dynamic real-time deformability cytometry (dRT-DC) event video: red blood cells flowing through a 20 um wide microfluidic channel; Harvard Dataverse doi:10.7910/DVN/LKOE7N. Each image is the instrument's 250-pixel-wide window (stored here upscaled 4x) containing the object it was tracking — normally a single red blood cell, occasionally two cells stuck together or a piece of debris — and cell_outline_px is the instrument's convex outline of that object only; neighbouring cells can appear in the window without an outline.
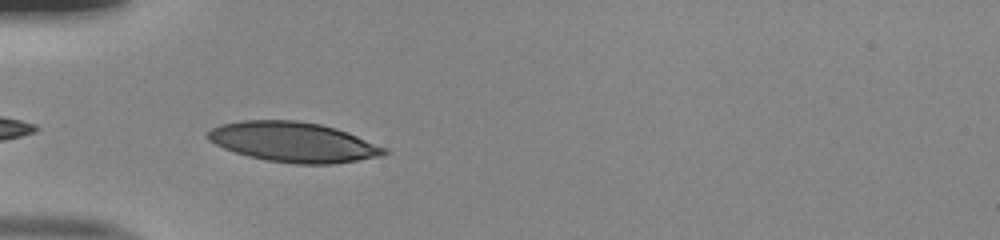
{"species": "human", "species_latin": "Homo sapiens", "temperature_condition": "room temperature", "stored_images_in_passage": 35, "camera_frame_rate_fps": 3000, "um_per_image_px": 0.085, "donor": {"sex": "male"}, "frame": {"image": 1, "passage_image": 2, "time_ms": 0.333, "image_size_px": [1000, 240], "cell_outline_px": [[388, 152], [380, 156], [332, 164], [296, 164], [264, 160], [248, 156], [224, 148], [208, 140], [204, 136], [212, 128], [220, 124], [240, 120], [296, 120], [320, 124], [336, 128], [348, 132], [388, 148]], "centroid_in_image_um": [24.92, 12.07], "position_along_channel_um": 60.1, "area_um2": 41.21}}
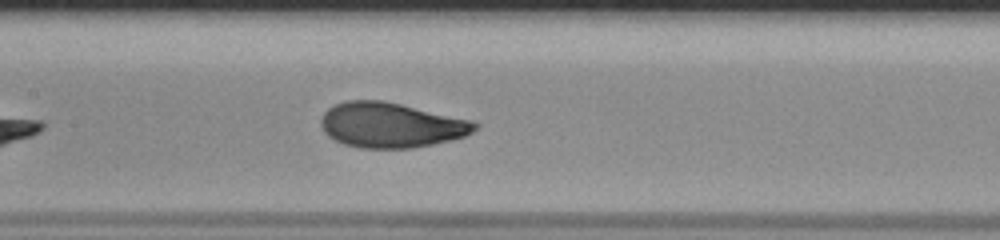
{"frame": {"image": 2, "passage_image": 11, "time_ms": 3.333, "image_size_px": [1000, 240], "cell_outline_px": [[480, 124], [472, 132], [464, 136], [452, 140], [412, 148], [360, 148], [344, 144], [328, 136], [324, 132], [320, 124], [320, 120], [324, 112], [328, 108], [336, 104], [348, 100], [384, 100], [472, 120]], "centroid_in_image_um": [33.23, 10.63], "position_along_channel_um": 174.2, "area_um2": 40.46}}
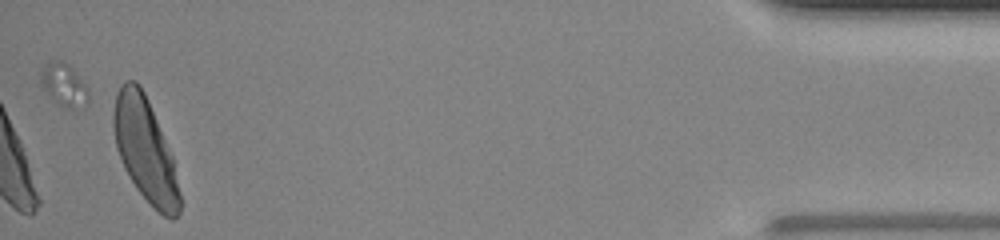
{"frame": {"image": 3, "passage_image": 35, "time_ms": 11.333, "image_size_px": [1000, 240], "cell_outline_px": [[180, 212], [172, 220], [164, 216], [136, 188], [128, 176], [124, 168], [116, 148], [112, 124], [112, 112], [116, 92], [124, 80], [136, 80], [140, 84], [148, 100], [172, 156], [180, 192]], "centroid_in_image_um": [12.3, 12.68], "position_along_channel_um": 422.9, "area_um2": 39.71}, "authors_computed_cell_mechanics": {"area_um2": 39.7086, "velocity_mm_per_s": 4.0174, "shape_relaxation_time_tau1_ms": 3.223, "shape_relaxation_time_tau2_ms": null, "deformation_change_tau1": 0.167, "deformation_change_tau2": null}}